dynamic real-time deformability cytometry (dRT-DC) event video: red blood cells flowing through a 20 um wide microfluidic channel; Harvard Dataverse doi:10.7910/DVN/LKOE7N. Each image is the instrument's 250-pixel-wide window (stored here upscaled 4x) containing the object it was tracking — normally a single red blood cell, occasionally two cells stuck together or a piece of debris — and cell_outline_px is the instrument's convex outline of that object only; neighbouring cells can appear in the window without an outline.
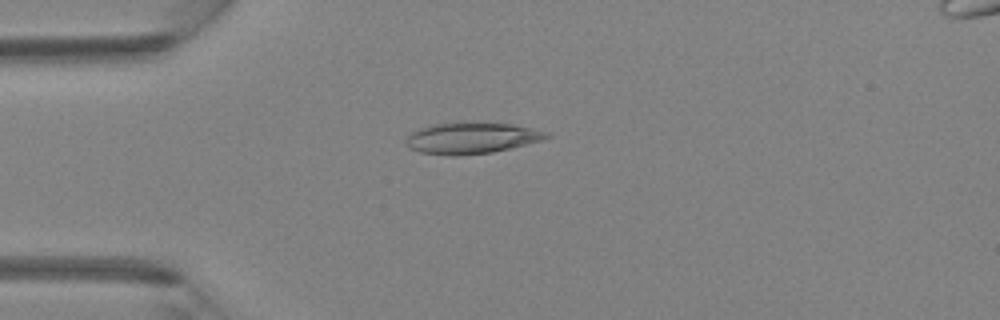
{"species": "Egyptian fruit bat (a non-hibernating species)", "species_latin": "Rousettus aegyptiacus", "temperature_condition": "room temperature", "stored_images_in_passage": 5, "camera_frame_rate_fps": 3000, "um_per_image_px": 0.085, "animal": {"sex": "female"}, "frame": {"image": 1, "passage_image": 4, "time_ms": 1.0, "image_size_px": [1000, 320], "cell_outline_px": [[552, 136], [544, 140], [492, 152], [456, 156], [452, 156], [420, 152], [408, 148], [404, 140], [412, 132], [420, 128], [432, 124], [456, 120], [476, 120], [512, 124], [548, 132]], "centroid_in_image_um": [40.06, 11.69], "position_along_channel_um": 44.9, "area_um2": 26.47}}